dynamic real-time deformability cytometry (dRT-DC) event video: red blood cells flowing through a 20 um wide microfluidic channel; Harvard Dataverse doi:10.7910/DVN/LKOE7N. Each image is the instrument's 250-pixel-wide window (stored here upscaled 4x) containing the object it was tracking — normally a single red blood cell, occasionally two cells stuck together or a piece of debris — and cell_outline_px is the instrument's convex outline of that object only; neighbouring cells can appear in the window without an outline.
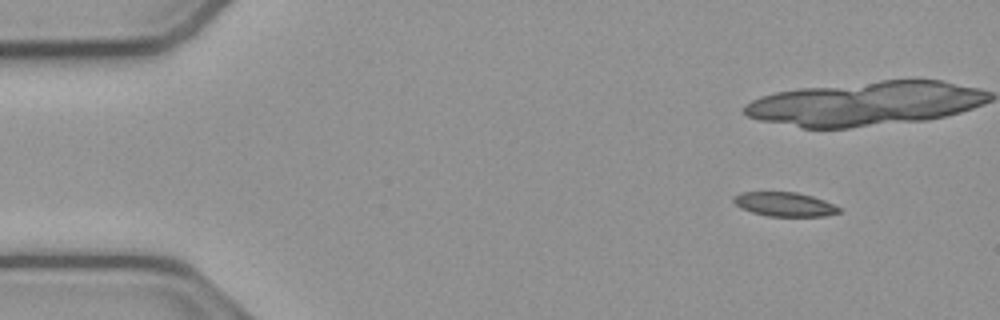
{"species": "common noctule bat (a hibernating species)", "species_latin": "Nyctalus noctula", "temperature_condition": "cold", "stored_images_in_passage": 15, "camera_frame_rate_fps": 3000, "um_per_image_px": 0.085, "animal": {"sex": "male", "body_mass_g": 23.1, "forearm_length_mm": 52.7}, "frame": {"image": 1, "passage_image": 5, "time_ms": 1.333, "image_size_px": [1000, 320], "cell_outline_px": [[840, 212], [824, 216], [768, 216], [752, 212], [740, 208], [732, 200], [732, 196], [740, 192], [796, 192], [812, 196], [824, 200], [840, 208]], "centroid_in_image_um": [66.64, 17.36], "position_along_channel_um": 18.4, "area_um2": 14.8}}